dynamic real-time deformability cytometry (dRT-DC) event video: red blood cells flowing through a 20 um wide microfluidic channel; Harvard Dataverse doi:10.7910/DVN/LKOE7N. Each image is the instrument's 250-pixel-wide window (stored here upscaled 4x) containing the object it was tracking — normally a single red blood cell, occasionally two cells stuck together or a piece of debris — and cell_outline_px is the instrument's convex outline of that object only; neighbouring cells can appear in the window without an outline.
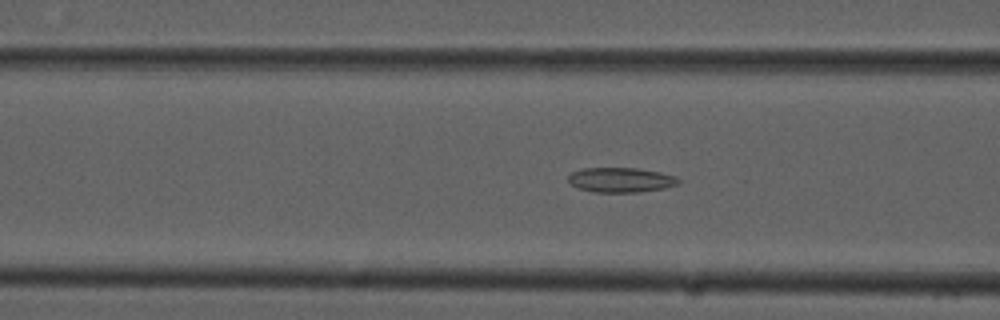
{"species": "common noctule bat (a hibernating species)", "species_latin": "Nyctalus noctula", "temperature_condition": "cold", "stored_images_in_passage": 53, "camera_frame_rate_fps": 3000, "um_per_image_px": 0.085, "animal": {"sex": "male", "forearm_length_mm": 52.5}, "frame": {"image": 1, "passage_image": 20, "time_ms": 6.333, "image_size_px": [1000, 320], "cell_outline_px": [[680, 184], [664, 188], [636, 192], [592, 192], [580, 188], [572, 184], [568, 180], [568, 176], [572, 172], [584, 168], [636, 168], [660, 172], [676, 176], [680, 180]], "centroid_in_image_um": [52.79, 15.29], "position_along_channel_um": 113.8, "area_um2": 15.84}}
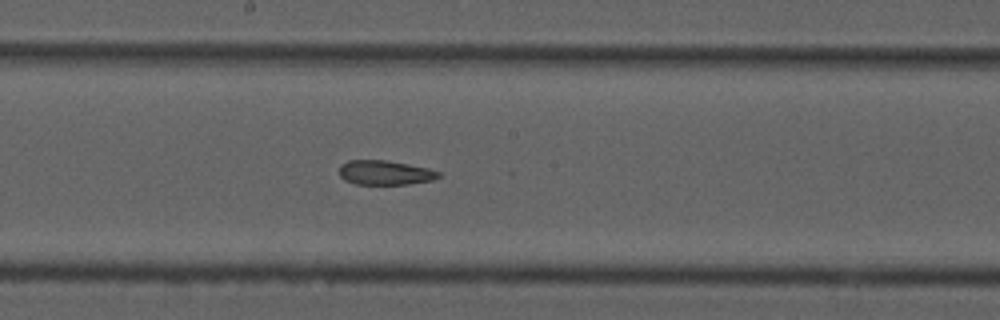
{"frame": {"image": 2, "passage_image": 28, "time_ms": 9.0, "image_size_px": [1000, 320], "cell_outline_px": [[440, 176], [432, 180], [408, 184], [356, 184], [344, 180], [340, 176], [340, 164], [348, 160], [388, 160], [428, 168], [440, 172]], "centroid_in_image_um": [32.71, 14.67], "position_along_channel_um": 215.5, "area_um2": 14.16}}
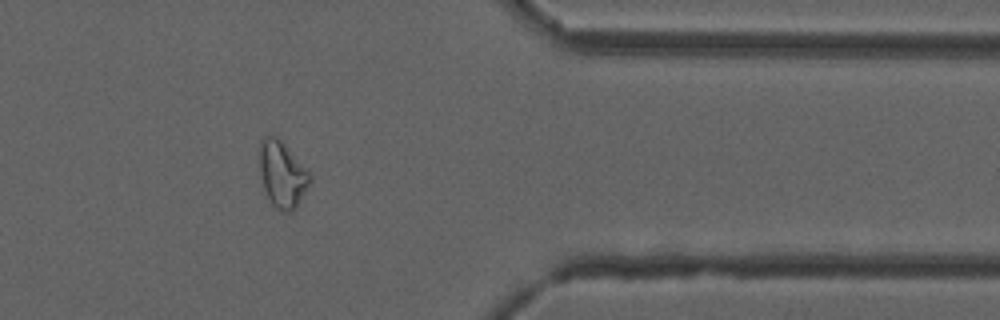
{"frame": {"image": 3, "passage_image": 43, "time_ms": 14.0, "image_size_px": [1000, 320], "cell_outline_px": [[312, 180], [296, 208], [292, 212], [280, 212], [272, 204], [264, 188], [260, 172], [260, 140], [264, 136], [276, 136], [308, 168], [312, 176]], "centroid_in_image_um": [24.02, 14.83], "position_along_channel_um": 387.4, "area_um2": 19.54}, "authors_computed_cell_mechanics": {"area_um2": 18.207, "velocity_mm_per_s": 3.8008, "shape_relaxation_time_tau1_ms": null, "shape_relaxation_time_tau2_ms": 4.4177, "deformation_change_tau1": null, "deformation_change_tau2": 0.125}}